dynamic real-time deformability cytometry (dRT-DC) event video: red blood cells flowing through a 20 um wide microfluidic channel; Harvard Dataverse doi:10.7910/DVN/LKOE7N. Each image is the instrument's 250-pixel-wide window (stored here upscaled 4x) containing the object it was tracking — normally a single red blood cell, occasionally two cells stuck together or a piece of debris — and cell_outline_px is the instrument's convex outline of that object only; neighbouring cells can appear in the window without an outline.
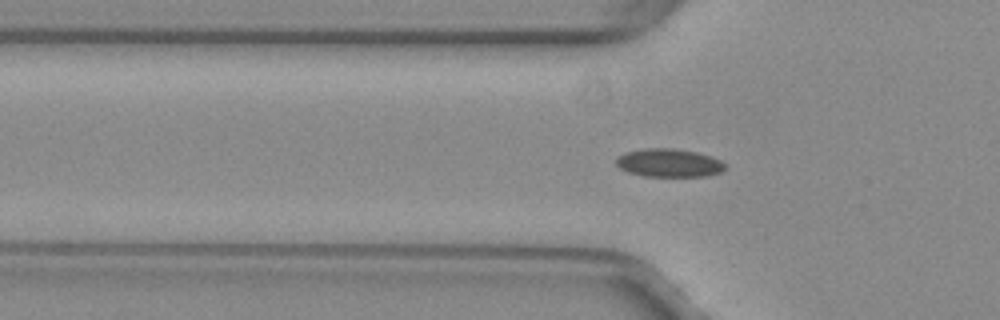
{"species": "common noctule bat (a hibernating species)", "species_latin": "Nyctalus noctula", "temperature_condition": "warm", "stored_images_in_passage": 4, "camera_frame_rate_fps": 3000, "um_per_image_px": 0.085, "animal": {"sex": "female", "body_mass_g": 29.2, "forearm_length_mm": 56.3}, "frame": {"image": 1, "passage_image": 2, "time_ms": 0.333, "image_size_px": [1000, 320], "cell_outline_px": [[728, 168], [720, 172], [708, 176], [644, 176], [628, 172], [620, 168], [616, 164], [616, 156], [624, 152], [644, 148], [676, 148], [696, 152], [712, 156], [728, 164]], "centroid_in_image_um": [56.89, 13.84], "position_along_channel_um": 68.9, "area_um2": 18.26}}